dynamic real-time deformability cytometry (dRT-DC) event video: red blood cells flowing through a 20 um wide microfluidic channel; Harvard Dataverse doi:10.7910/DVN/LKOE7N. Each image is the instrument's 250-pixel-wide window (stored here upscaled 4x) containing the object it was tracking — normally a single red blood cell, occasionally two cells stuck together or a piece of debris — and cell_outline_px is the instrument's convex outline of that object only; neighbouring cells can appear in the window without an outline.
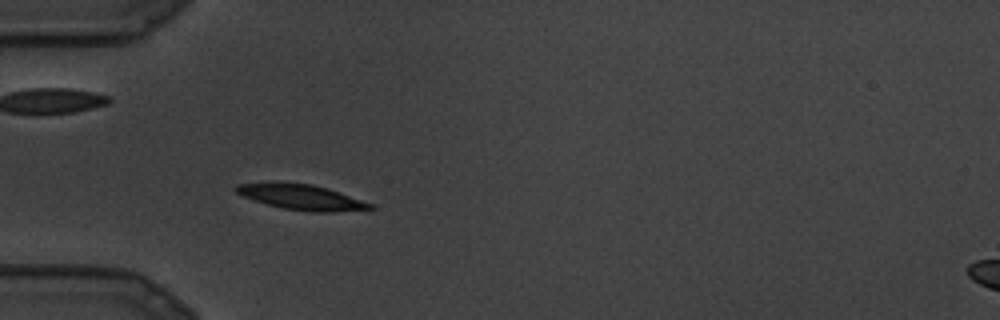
{"species": "common noctule bat (a hibernating species)", "species_latin": "Nyctalus noctula", "temperature_condition": "cold", "stored_images_in_passage": 5, "camera_frame_rate_fps": 3000, "um_per_image_px": 0.085, "animal": {"sex": "male", "body_mass_g": 19.5, "forearm_length_mm": 54.6}, "frame": {"image": 1, "passage_image": 5, "time_ms": 1.333, "image_size_px": [1000, 320], "cell_outline_px": [[376, 208], [332, 212], [312, 212], [284, 208], [268, 204], [244, 196], [236, 192], [232, 188], [236, 184], [272, 180], [312, 184], [328, 188], [372, 204]], "centroid_in_image_um": [25.54, 16.71], "position_along_channel_um": 59.5, "area_um2": 20.0}}